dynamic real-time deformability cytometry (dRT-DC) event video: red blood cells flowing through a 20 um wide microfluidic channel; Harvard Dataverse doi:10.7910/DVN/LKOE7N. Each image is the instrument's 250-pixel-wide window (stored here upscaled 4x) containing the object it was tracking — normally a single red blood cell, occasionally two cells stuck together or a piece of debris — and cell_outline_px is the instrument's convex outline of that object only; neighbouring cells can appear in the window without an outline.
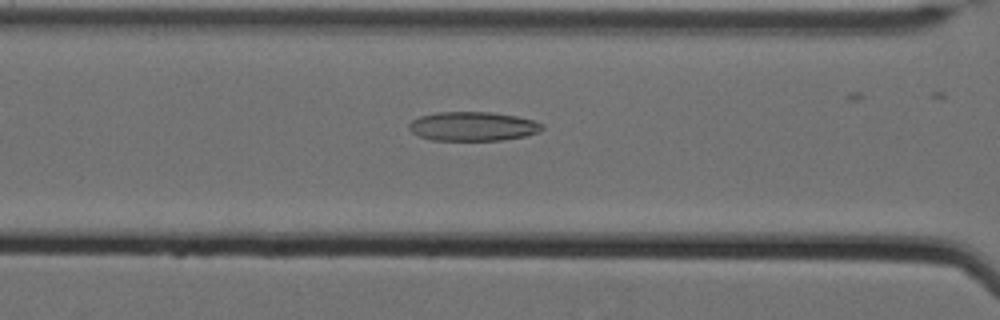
{"species": "Egyptian fruit bat (a non-hibernating species)", "species_latin": "Rousettus aegyptiacus", "temperature_condition": "cold", "stored_images_in_passage": 41, "camera_frame_rate_fps": 3000, "um_per_image_px": 0.085, "animal": {"sex": "female"}, "frame": {"image": 1, "passage_image": 18, "time_ms": 5.667, "image_size_px": [1000, 320], "cell_outline_px": [[544, 128], [540, 132], [524, 136], [500, 140], [432, 140], [420, 136], [412, 132], [408, 128], [408, 124], [412, 120], [420, 116], [436, 112], [492, 112], [516, 116], [532, 120], [544, 124]], "centroid_in_image_um": [40.19, 10.73], "position_along_channel_um": 126.4, "area_um2": 22.6}}
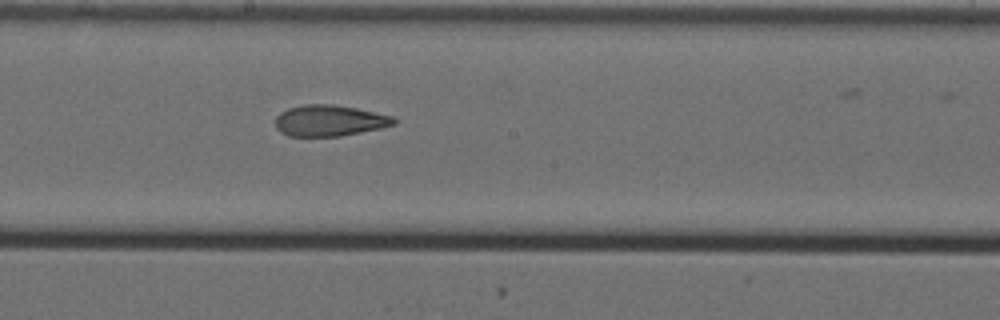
{"frame": {"image": 2, "passage_image": 26, "time_ms": 8.333, "image_size_px": [1000, 320], "cell_outline_px": [[396, 124], [380, 128], [340, 136], [288, 136], [280, 132], [276, 128], [276, 116], [280, 112], [288, 108], [304, 104], [332, 104], [356, 108], [392, 116], [396, 120]], "centroid_in_image_um": [27.97, 10.25], "position_along_channel_um": 220.2, "area_um2": 21.44}}
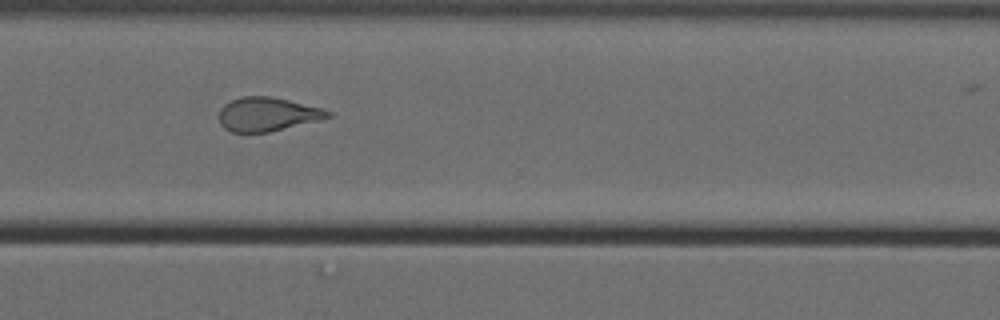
{"frame": {"image": 3, "passage_image": 37, "time_ms": 12.0, "image_size_px": [1000, 320], "cell_outline_px": [[332, 116], [320, 120], [268, 132], [232, 132], [224, 128], [220, 124], [220, 108], [224, 104], [240, 96], [272, 96], [320, 108], [332, 112]], "centroid_in_image_um": [22.71, 9.71], "position_along_channel_um": 347.9, "area_um2": 21.33}}